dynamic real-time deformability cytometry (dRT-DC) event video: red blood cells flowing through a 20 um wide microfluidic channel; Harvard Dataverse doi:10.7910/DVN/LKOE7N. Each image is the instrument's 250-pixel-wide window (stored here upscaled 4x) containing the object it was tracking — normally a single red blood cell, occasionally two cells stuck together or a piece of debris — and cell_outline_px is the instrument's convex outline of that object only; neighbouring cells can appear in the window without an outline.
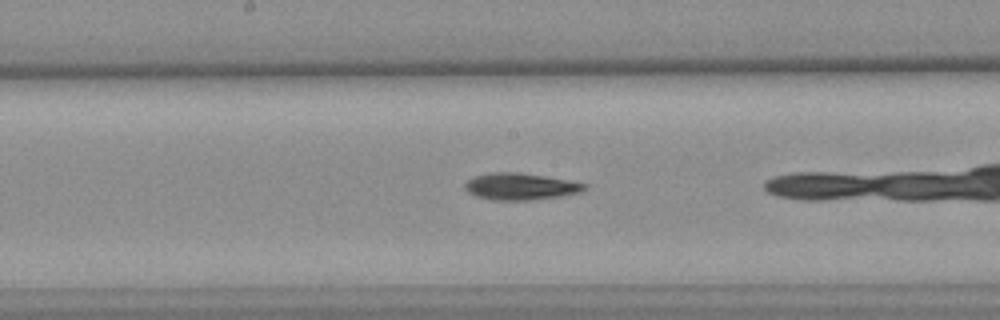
{"species": "common noctule bat (a hibernating species)", "species_latin": "Nyctalus noctula", "temperature_condition": "warm", "stored_images_in_passage": 33, "camera_frame_rate_fps": 3000, "um_per_image_px": 0.085, "animal": {"sex": "female", "body_mass_g": 25.1}, "frame": {"image": 1, "passage_image": 24, "time_ms": 7.667, "image_size_px": [1000, 320], "cell_outline_px": [[588, 188], [580, 192], [564, 196], [532, 200], [496, 200], [476, 196], [468, 192], [464, 188], [464, 184], [468, 180], [476, 176], [488, 172], [520, 172], [568, 180], [588, 184]], "centroid_in_image_um": [44.27, 15.85], "position_along_channel_um": 203.9, "area_um2": 18.79}}
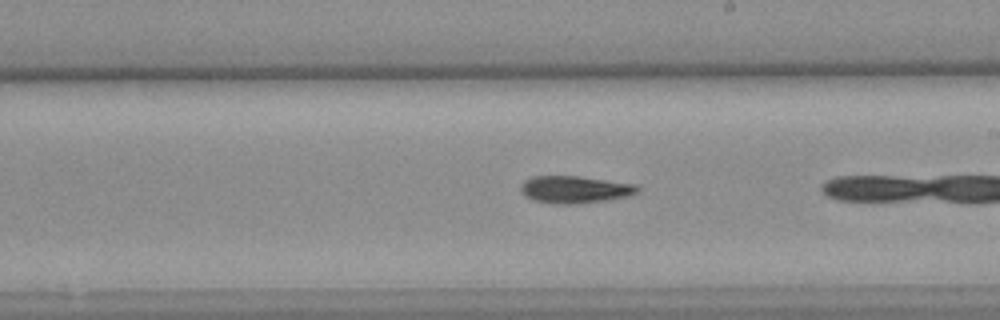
{"frame": {"image": 2, "passage_image": 27, "time_ms": 8.667, "image_size_px": [1000, 320], "cell_outline_px": [[640, 192], [628, 196], [608, 200], [572, 204], [552, 204], [532, 200], [520, 192], [520, 184], [524, 180], [532, 176], [580, 176], [636, 184], [640, 188]], "centroid_in_image_um": [48.85, 16.11], "position_along_channel_um": 240.2, "area_um2": 18.84}}
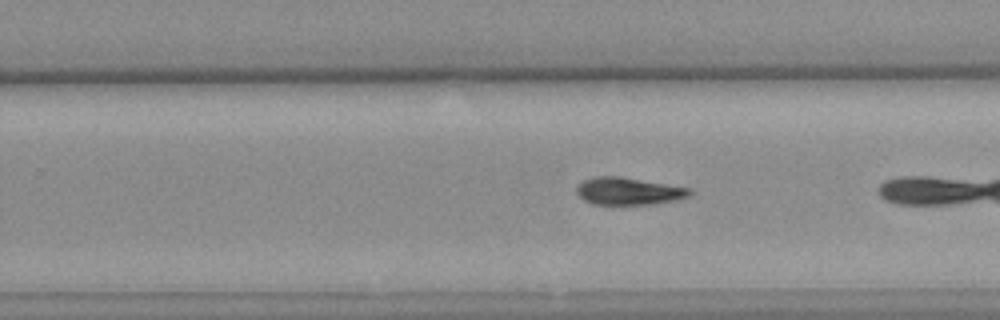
{"frame": {"image": 3, "passage_image": 30, "time_ms": 9.667, "image_size_px": [1000, 320], "cell_outline_px": [[692, 192], [688, 196], [672, 200], [648, 204], [592, 204], [584, 200], [576, 192], [576, 188], [584, 180], [592, 176], [620, 176], [692, 188]], "centroid_in_image_um": [53.4, 16.23], "position_along_channel_um": 276.4, "area_um2": 17.86}}